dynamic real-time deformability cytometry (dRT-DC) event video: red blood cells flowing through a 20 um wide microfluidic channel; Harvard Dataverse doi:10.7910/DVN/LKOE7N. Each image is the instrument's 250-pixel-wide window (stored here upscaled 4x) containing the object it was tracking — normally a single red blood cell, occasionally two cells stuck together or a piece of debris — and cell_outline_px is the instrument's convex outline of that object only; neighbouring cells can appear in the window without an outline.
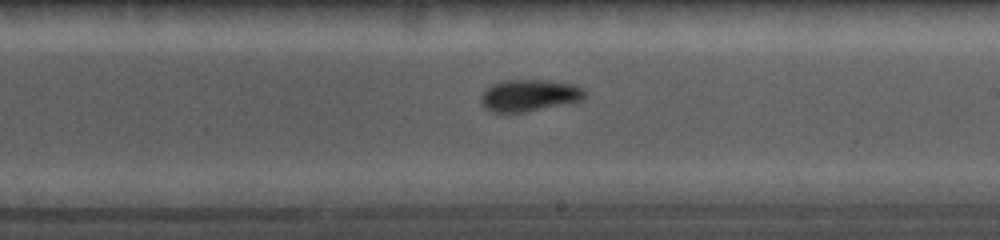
{"species": "common noctule bat (a hibernating species)", "species_latin": "Nyctalus noctula", "temperature_condition": "cold", "stored_images_in_passage": 10, "camera_frame_rate_fps": 5000, "um_per_image_px": 0.085, "animal": {"sex": "female", "body_mass_g": 19.0, "forearm_length_mm": 56.7}, "frame": {"image": 1, "passage_image": 9, "time_ms": 5.6, "image_size_px": [1000, 240], "cell_outline_px": [[584, 96], [576, 100], [524, 112], [492, 112], [484, 108], [480, 100], [484, 92], [492, 84], [504, 80], [544, 80], [572, 84], [580, 88], [584, 92]], "centroid_in_image_um": [44.88, 8.1], "position_along_channel_um": 244.1, "area_um2": 18.5}}